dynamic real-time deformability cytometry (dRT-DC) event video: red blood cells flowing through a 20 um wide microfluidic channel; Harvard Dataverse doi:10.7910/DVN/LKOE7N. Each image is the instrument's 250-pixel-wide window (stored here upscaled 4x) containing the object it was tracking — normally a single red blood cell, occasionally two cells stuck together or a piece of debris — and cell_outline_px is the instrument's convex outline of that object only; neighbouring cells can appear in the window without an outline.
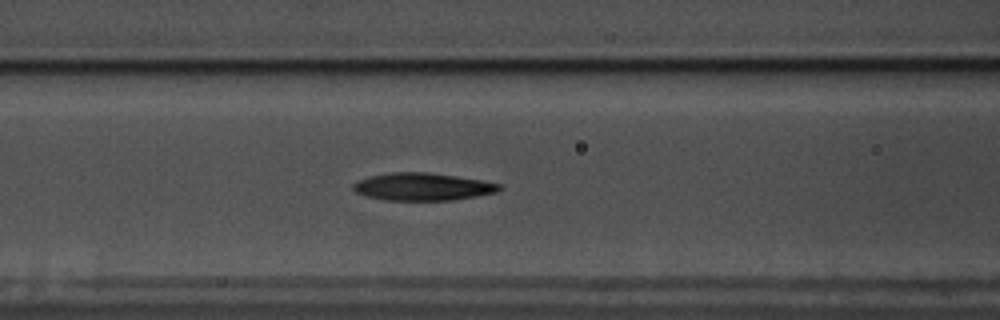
{"species": "common noctule bat (a hibernating species)", "species_latin": "Nyctalus noctula", "temperature_condition": "warm", "stored_images_in_passage": 53, "camera_frame_rate_fps": 3000, "um_per_image_px": 0.085, "animal": {"sex": "male", "body_mass_g": 17.5, "forearm_length_mm": 52.3}, "frame": {"image": 1, "passage_image": 22, "time_ms": 7.0, "image_size_px": [1000, 320], "cell_outline_px": [[504, 188], [496, 192], [476, 196], [452, 200], [384, 200], [368, 196], [356, 192], [352, 188], [352, 184], [356, 180], [368, 176], [388, 172], [428, 172], [484, 180], [500, 184]], "centroid_in_image_um": [35.91, 15.86], "position_along_channel_um": 130.7, "area_um2": 23.64}}
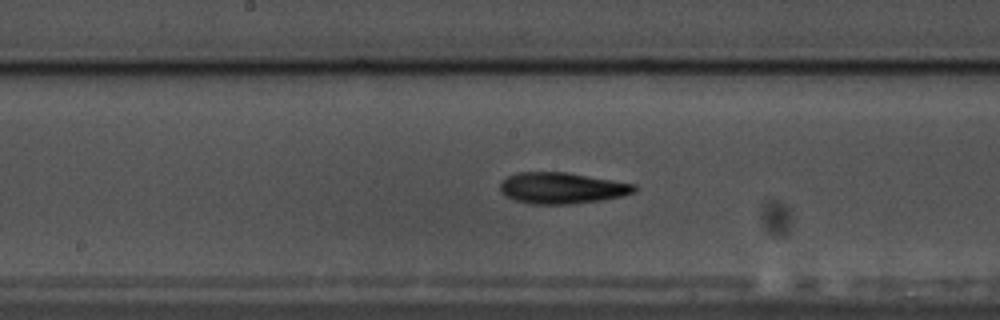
{"frame": {"image": 2, "passage_image": 28, "time_ms": 9.0, "image_size_px": [1000, 320], "cell_outline_px": [[636, 192], [604, 200], [572, 204], [528, 204], [504, 196], [500, 192], [500, 184], [508, 176], [520, 172], [568, 172], [636, 184]], "centroid_in_image_um": [47.76, 15.99], "position_along_channel_um": 200.4, "area_um2": 24.57}}
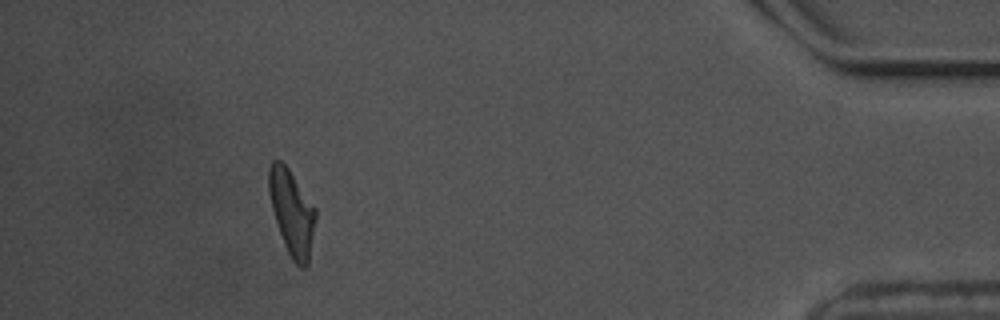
{"frame": {"image": 3, "passage_image": 51, "time_ms": 16.667, "image_size_px": [1000, 320], "cell_outline_px": [[316, 220], [308, 264], [304, 268], [300, 268], [292, 260], [284, 244], [272, 208], [268, 192], [268, 168], [272, 160], [280, 160], [288, 168], [316, 208]], "centroid_in_image_um": [24.81, 18.05], "position_along_channel_um": 410.4, "area_um2": 23.12}}